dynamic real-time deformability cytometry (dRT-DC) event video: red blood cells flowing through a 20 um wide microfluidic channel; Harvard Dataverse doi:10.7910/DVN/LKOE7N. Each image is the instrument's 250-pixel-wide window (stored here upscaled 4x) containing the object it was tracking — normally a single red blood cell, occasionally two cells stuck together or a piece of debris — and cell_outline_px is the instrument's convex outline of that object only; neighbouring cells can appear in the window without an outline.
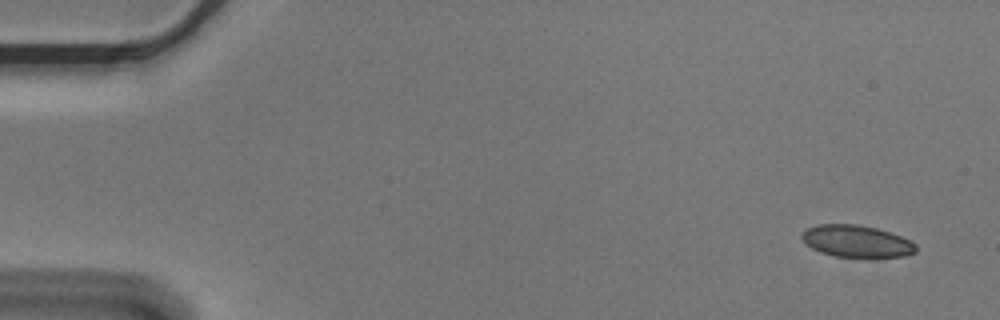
{"species": "Egyptian fruit bat (a non-hibernating species)", "species_latin": "Rousettus aegyptiacus", "temperature_condition": "cold", "stored_images_in_passage": 5, "camera_frame_rate_fps": 3000, "um_per_image_px": 0.085, "animal": {"sex": "male"}, "frame": {"image": 1, "passage_image": 1, "time_ms": 0.0, "image_size_px": [1000, 320], "cell_outline_px": [[916, 252], [904, 256], [836, 256], [820, 252], [812, 248], [800, 236], [808, 228], [816, 224], [860, 224], [876, 228], [900, 236], [916, 244]], "centroid_in_image_um": [72.79, 20.48], "position_along_channel_um": 12.2, "area_um2": 20.81}}
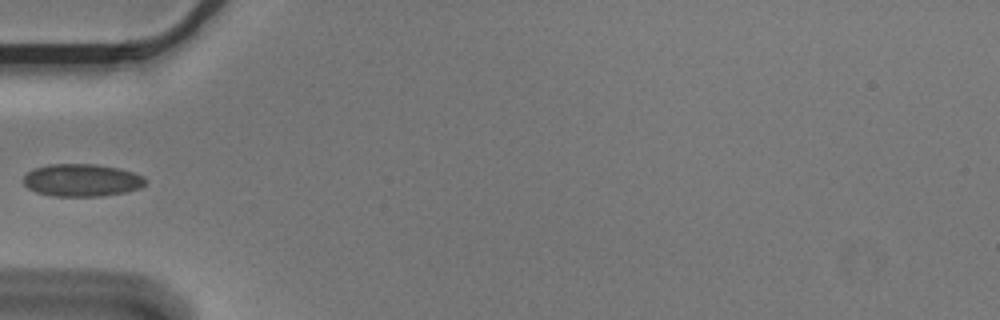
{"frame": {"image": 2, "passage_image": 5, "time_ms": 1.333, "image_size_px": [1000, 320], "cell_outline_px": [[148, 180], [140, 188], [124, 192], [100, 196], [52, 196], [36, 192], [28, 188], [24, 184], [24, 176], [32, 168], [48, 164], [96, 164], [120, 168], [144, 176]], "centroid_in_image_um": [6.95, 15.31], "position_along_channel_um": 78.1, "area_um2": 23.24}}